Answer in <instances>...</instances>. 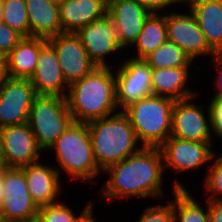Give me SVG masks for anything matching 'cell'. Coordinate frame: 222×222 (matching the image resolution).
I'll list each match as a JSON object with an SVG mask.
<instances>
[{"label": "cell", "mask_w": 222, "mask_h": 222, "mask_svg": "<svg viewBox=\"0 0 222 222\" xmlns=\"http://www.w3.org/2000/svg\"><path fill=\"white\" fill-rule=\"evenodd\" d=\"M76 34L90 60L97 67H111L106 63L105 55L123 49L118 41L114 21L108 14L82 27Z\"/></svg>", "instance_id": "obj_15"}, {"label": "cell", "mask_w": 222, "mask_h": 222, "mask_svg": "<svg viewBox=\"0 0 222 222\" xmlns=\"http://www.w3.org/2000/svg\"><path fill=\"white\" fill-rule=\"evenodd\" d=\"M218 56L222 59V52Z\"/></svg>", "instance_id": "obj_42"}, {"label": "cell", "mask_w": 222, "mask_h": 222, "mask_svg": "<svg viewBox=\"0 0 222 222\" xmlns=\"http://www.w3.org/2000/svg\"><path fill=\"white\" fill-rule=\"evenodd\" d=\"M212 142H198L169 136L160 146L164 167H171L178 173L192 170L213 160L217 155Z\"/></svg>", "instance_id": "obj_13"}, {"label": "cell", "mask_w": 222, "mask_h": 222, "mask_svg": "<svg viewBox=\"0 0 222 222\" xmlns=\"http://www.w3.org/2000/svg\"><path fill=\"white\" fill-rule=\"evenodd\" d=\"M110 68L96 67L68 86L65 98L73 121L88 123L118 112L116 78Z\"/></svg>", "instance_id": "obj_2"}, {"label": "cell", "mask_w": 222, "mask_h": 222, "mask_svg": "<svg viewBox=\"0 0 222 222\" xmlns=\"http://www.w3.org/2000/svg\"><path fill=\"white\" fill-rule=\"evenodd\" d=\"M107 14L114 21L120 45L125 48L134 44L152 13L136 0H108Z\"/></svg>", "instance_id": "obj_16"}, {"label": "cell", "mask_w": 222, "mask_h": 222, "mask_svg": "<svg viewBox=\"0 0 222 222\" xmlns=\"http://www.w3.org/2000/svg\"><path fill=\"white\" fill-rule=\"evenodd\" d=\"M7 71H6V64L4 59L0 58V89L3 85V82L5 81V79L7 78Z\"/></svg>", "instance_id": "obj_36"}, {"label": "cell", "mask_w": 222, "mask_h": 222, "mask_svg": "<svg viewBox=\"0 0 222 222\" xmlns=\"http://www.w3.org/2000/svg\"><path fill=\"white\" fill-rule=\"evenodd\" d=\"M144 60L156 69L191 66L194 62L179 46L168 40Z\"/></svg>", "instance_id": "obj_26"}, {"label": "cell", "mask_w": 222, "mask_h": 222, "mask_svg": "<svg viewBox=\"0 0 222 222\" xmlns=\"http://www.w3.org/2000/svg\"><path fill=\"white\" fill-rule=\"evenodd\" d=\"M39 207L33 201L24 172L4 167V199L0 217L4 221L36 222Z\"/></svg>", "instance_id": "obj_7"}, {"label": "cell", "mask_w": 222, "mask_h": 222, "mask_svg": "<svg viewBox=\"0 0 222 222\" xmlns=\"http://www.w3.org/2000/svg\"><path fill=\"white\" fill-rule=\"evenodd\" d=\"M20 169L24 172L27 188L38 207L58 202L61 190L59 169L44 166L39 161Z\"/></svg>", "instance_id": "obj_18"}, {"label": "cell", "mask_w": 222, "mask_h": 222, "mask_svg": "<svg viewBox=\"0 0 222 222\" xmlns=\"http://www.w3.org/2000/svg\"><path fill=\"white\" fill-rule=\"evenodd\" d=\"M190 67L151 68L152 95L171 98L175 101L197 96L196 92L186 86L190 78L188 75Z\"/></svg>", "instance_id": "obj_20"}, {"label": "cell", "mask_w": 222, "mask_h": 222, "mask_svg": "<svg viewBox=\"0 0 222 222\" xmlns=\"http://www.w3.org/2000/svg\"><path fill=\"white\" fill-rule=\"evenodd\" d=\"M48 2L59 4L62 0H47Z\"/></svg>", "instance_id": "obj_41"}, {"label": "cell", "mask_w": 222, "mask_h": 222, "mask_svg": "<svg viewBox=\"0 0 222 222\" xmlns=\"http://www.w3.org/2000/svg\"><path fill=\"white\" fill-rule=\"evenodd\" d=\"M84 222H96L95 221V218H94V216H93V213L89 216V218L86 220V221H84Z\"/></svg>", "instance_id": "obj_40"}, {"label": "cell", "mask_w": 222, "mask_h": 222, "mask_svg": "<svg viewBox=\"0 0 222 222\" xmlns=\"http://www.w3.org/2000/svg\"><path fill=\"white\" fill-rule=\"evenodd\" d=\"M160 147L141 148L120 162L109 165L103 172L110 178L101 192L109 200L131 197H163L162 175L165 171Z\"/></svg>", "instance_id": "obj_1"}, {"label": "cell", "mask_w": 222, "mask_h": 222, "mask_svg": "<svg viewBox=\"0 0 222 222\" xmlns=\"http://www.w3.org/2000/svg\"><path fill=\"white\" fill-rule=\"evenodd\" d=\"M214 160V164L209 168V173L204 181L205 189H207L206 192L211 193L208 200L222 201V155Z\"/></svg>", "instance_id": "obj_29"}, {"label": "cell", "mask_w": 222, "mask_h": 222, "mask_svg": "<svg viewBox=\"0 0 222 222\" xmlns=\"http://www.w3.org/2000/svg\"><path fill=\"white\" fill-rule=\"evenodd\" d=\"M24 37L4 22H0V58L4 59Z\"/></svg>", "instance_id": "obj_31"}, {"label": "cell", "mask_w": 222, "mask_h": 222, "mask_svg": "<svg viewBox=\"0 0 222 222\" xmlns=\"http://www.w3.org/2000/svg\"><path fill=\"white\" fill-rule=\"evenodd\" d=\"M36 96L29 79L7 77L0 89V128L28 122Z\"/></svg>", "instance_id": "obj_9"}, {"label": "cell", "mask_w": 222, "mask_h": 222, "mask_svg": "<svg viewBox=\"0 0 222 222\" xmlns=\"http://www.w3.org/2000/svg\"><path fill=\"white\" fill-rule=\"evenodd\" d=\"M42 150L27 122L0 128L2 167L21 168L36 163Z\"/></svg>", "instance_id": "obj_8"}, {"label": "cell", "mask_w": 222, "mask_h": 222, "mask_svg": "<svg viewBox=\"0 0 222 222\" xmlns=\"http://www.w3.org/2000/svg\"><path fill=\"white\" fill-rule=\"evenodd\" d=\"M84 210L76 217L72 209L63 202L39 207L36 222H84L93 213V202L87 203Z\"/></svg>", "instance_id": "obj_27"}, {"label": "cell", "mask_w": 222, "mask_h": 222, "mask_svg": "<svg viewBox=\"0 0 222 222\" xmlns=\"http://www.w3.org/2000/svg\"><path fill=\"white\" fill-rule=\"evenodd\" d=\"M138 222H174L173 201L165 206L147 207Z\"/></svg>", "instance_id": "obj_30"}, {"label": "cell", "mask_w": 222, "mask_h": 222, "mask_svg": "<svg viewBox=\"0 0 222 222\" xmlns=\"http://www.w3.org/2000/svg\"><path fill=\"white\" fill-rule=\"evenodd\" d=\"M146 9H148L152 14H158V11H161L167 8L169 5L176 4L173 0H136Z\"/></svg>", "instance_id": "obj_33"}, {"label": "cell", "mask_w": 222, "mask_h": 222, "mask_svg": "<svg viewBox=\"0 0 222 222\" xmlns=\"http://www.w3.org/2000/svg\"><path fill=\"white\" fill-rule=\"evenodd\" d=\"M94 158L104 171L109 165L137 152L138 140L128 116L122 111L87 123Z\"/></svg>", "instance_id": "obj_3"}, {"label": "cell", "mask_w": 222, "mask_h": 222, "mask_svg": "<svg viewBox=\"0 0 222 222\" xmlns=\"http://www.w3.org/2000/svg\"><path fill=\"white\" fill-rule=\"evenodd\" d=\"M212 98L211 102H209L211 130L214 134H217L216 136L222 139V99L217 97Z\"/></svg>", "instance_id": "obj_32"}, {"label": "cell", "mask_w": 222, "mask_h": 222, "mask_svg": "<svg viewBox=\"0 0 222 222\" xmlns=\"http://www.w3.org/2000/svg\"><path fill=\"white\" fill-rule=\"evenodd\" d=\"M176 4H178V3H188L187 5H190V4H192L193 2H195L196 0H173Z\"/></svg>", "instance_id": "obj_38"}, {"label": "cell", "mask_w": 222, "mask_h": 222, "mask_svg": "<svg viewBox=\"0 0 222 222\" xmlns=\"http://www.w3.org/2000/svg\"><path fill=\"white\" fill-rule=\"evenodd\" d=\"M55 49L59 65L68 85L81 80L97 66L90 60L76 33H61L47 39Z\"/></svg>", "instance_id": "obj_10"}, {"label": "cell", "mask_w": 222, "mask_h": 222, "mask_svg": "<svg viewBox=\"0 0 222 222\" xmlns=\"http://www.w3.org/2000/svg\"><path fill=\"white\" fill-rule=\"evenodd\" d=\"M168 41L179 46L193 61L197 56L218 55L207 44L194 15L169 13L165 15Z\"/></svg>", "instance_id": "obj_12"}, {"label": "cell", "mask_w": 222, "mask_h": 222, "mask_svg": "<svg viewBox=\"0 0 222 222\" xmlns=\"http://www.w3.org/2000/svg\"><path fill=\"white\" fill-rule=\"evenodd\" d=\"M118 108L122 111L152 95L151 67L144 59L129 58L115 72Z\"/></svg>", "instance_id": "obj_11"}, {"label": "cell", "mask_w": 222, "mask_h": 222, "mask_svg": "<svg viewBox=\"0 0 222 222\" xmlns=\"http://www.w3.org/2000/svg\"><path fill=\"white\" fill-rule=\"evenodd\" d=\"M173 213L174 222H210L207 210H204L200 204L195 202L189 191L179 181L173 182Z\"/></svg>", "instance_id": "obj_25"}, {"label": "cell", "mask_w": 222, "mask_h": 222, "mask_svg": "<svg viewBox=\"0 0 222 222\" xmlns=\"http://www.w3.org/2000/svg\"><path fill=\"white\" fill-rule=\"evenodd\" d=\"M212 61L214 62V66L218 67V75L216 76V86L218 88L214 97L222 99V59L217 56L213 58Z\"/></svg>", "instance_id": "obj_35"}, {"label": "cell", "mask_w": 222, "mask_h": 222, "mask_svg": "<svg viewBox=\"0 0 222 222\" xmlns=\"http://www.w3.org/2000/svg\"><path fill=\"white\" fill-rule=\"evenodd\" d=\"M167 40L165 15L151 14L144 22L137 40L132 45L137 48V55L132 58L145 59Z\"/></svg>", "instance_id": "obj_24"}, {"label": "cell", "mask_w": 222, "mask_h": 222, "mask_svg": "<svg viewBox=\"0 0 222 222\" xmlns=\"http://www.w3.org/2000/svg\"><path fill=\"white\" fill-rule=\"evenodd\" d=\"M50 149L56 150L58 165L71 180L93 182L102 171L94 158L87 123L72 121Z\"/></svg>", "instance_id": "obj_5"}, {"label": "cell", "mask_w": 222, "mask_h": 222, "mask_svg": "<svg viewBox=\"0 0 222 222\" xmlns=\"http://www.w3.org/2000/svg\"><path fill=\"white\" fill-rule=\"evenodd\" d=\"M4 199V167L0 169V208Z\"/></svg>", "instance_id": "obj_37"}, {"label": "cell", "mask_w": 222, "mask_h": 222, "mask_svg": "<svg viewBox=\"0 0 222 222\" xmlns=\"http://www.w3.org/2000/svg\"><path fill=\"white\" fill-rule=\"evenodd\" d=\"M3 2L0 0V22H3Z\"/></svg>", "instance_id": "obj_39"}, {"label": "cell", "mask_w": 222, "mask_h": 222, "mask_svg": "<svg viewBox=\"0 0 222 222\" xmlns=\"http://www.w3.org/2000/svg\"><path fill=\"white\" fill-rule=\"evenodd\" d=\"M208 213L210 222H222V201L208 200Z\"/></svg>", "instance_id": "obj_34"}, {"label": "cell", "mask_w": 222, "mask_h": 222, "mask_svg": "<svg viewBox=\"0 0 222 222\" xmlns=\"http://www.w3.org/2000/svg\"><path fill=\"white\" fill-rule=\"evenodd\" d=\"M108 0H62L59 3L60 22L65 33H77L82 27L103 18Z\"/></svg>", "instance_id": "obj_19"}, {"label": "cell", "mask_w": 222, "mask_h": 222, "mask_svg": "<svg viewBox=\"0 0 222 222\" xmlns=\"http://www.w3.org/2000/svg\"><path fill=\"white\" fill-rule=\"evenodd\" d=\"M209 47L222 52V0H196L189 5Z\"/></svg>", "instance_id": "obj_22"}, {"label": "cell", "mask_w": 222, "mask_h": 222, "mask_svg": "<svg viewBox=\"0 0 222 222\" xmlns=\"http://www.w3.org/2000/svg\"><path fill=\"white\" fill-rule=\"evenodd\" d=\"M195 97L178 100L174 103L170 136L198 142H212L209 107L207 110L208 119H206L204 111L201 110L202 107L189 102Z\"/></svg>", "instance_id": "obj_14"}, {"label": "cell", "mask_w": 222, "mask_h": 222, "mask_svg": "<svg viewBox=\"0 0 222 222\" xmlns=\"http://www.w3.org/2000/svg\"><path fill=\"white\" fill-rule=\"evenodd\" d=\"M29 19V37L50 38L63 33L59 4L47 0H25Z\"/></svg>", "instance_id": "obj_23"}, {"label": "cell", "mask_w": 222, "mask_h": 222, "mask_svg": "<svg viewBox=\"0 0 222 222\" xmlns=\"http://www.w3.org/2000/svg\"><path fill=\"white\" fill-rule=\"evenodd\" d=\"M175 102L171 98L150 95L123 110L141 146L160 147L171 135Z\"/></svg>", "instance_id": "obj_4"}, {"label": "cell", "mask_w": 222, "mask_h": 222, "mask_svg": "<svg viewBox=\"0 0 222 222\" xmlns=\"http://www.w3.org/2000/svg\"><path fill=\"white\" fill-rule=\"evenodd\" d=\"M73 121L66 98L37 95L29 112L28 124L42 151L50 149Z\"/></svg>", "instance_id": "obj_6"}, {"label": "cell", "mask_w": 222, "mask_h": 222, "mask_svg": "<svg viewBox=\"0 0 222 222\" xmlns=\"http://www.w3.org/2000/svg\"><path fill=\"white\" fill-rule=\"evenodd\" d=\"M46 43V38L24 37L4 58L7 76L30 79L36 69L41 48Z\"/></svg>", "instance_id": "obj_21"}, {"label": "cell", "mask_w": 222, "mask_h": 222, "mask_svg": "<svg viewBox=\"0 0 222 222\" xmlns=\"http://www.w3.org/2000/svg\"><path fill=\"white\" fill-rule=\"evenodd\" d=\"M3 22L23 37H29V19L25 0H2Z\"/></svg>", "instance_id": "obj_28"}, {"label": "cell", "mask_w": 222, "mask_h": 222, "mask_svg": "<svg viewBox=\"0 0 222 222\" xmlns=\"http://www.w3.org/2000/svg\"><path fill=\"white\" fill-rule=\"evenodd\" d=\"M37 95L65 97L68 84L62 73L55 49L47 42L40 51L36 69L29 79Z\"/></svg>", "instance_id": "obj_17"}]
</instances>
